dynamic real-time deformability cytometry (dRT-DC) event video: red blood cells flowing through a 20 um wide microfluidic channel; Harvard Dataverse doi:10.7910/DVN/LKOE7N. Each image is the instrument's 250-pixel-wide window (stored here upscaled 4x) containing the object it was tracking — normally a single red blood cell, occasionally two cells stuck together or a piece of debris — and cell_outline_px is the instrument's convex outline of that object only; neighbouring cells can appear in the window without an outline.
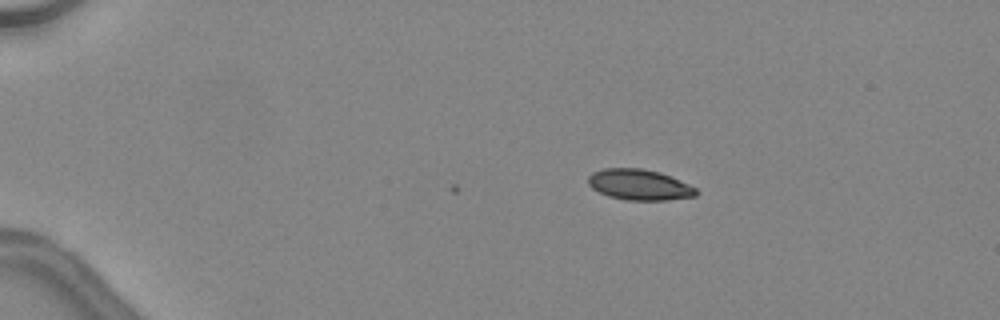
{"species": "common noctule bat (a hibernating species)", "species_latin": "Nyctalus noctula", "temperature_condition": "warm", "stored_images_in_passage": 6, "camera_frame_rate_fps": 3000, "um_per_image_px": 0.085, "animal": {"sex": "female", "body_mass_g": 24.6, "forearm_length_mm": 56.2}, "frame": {"image": 1, "passage_image": 1, "time_ms": 0.0, "image_size_px": [1000, 320], "cell_outline_px": [[700, 192], [696, 196], [668, 200], [628, 200], [608, 196], [592, 188], [588, 184], [588, 176], [592, 172], [604, 168], [640, 168], [660, 172], [688, 184], [696, 188]], "centroid_in_image_um": [54.34, 15.7], "position_along_channel_um": 30.7, "area_um2": 19.36}}